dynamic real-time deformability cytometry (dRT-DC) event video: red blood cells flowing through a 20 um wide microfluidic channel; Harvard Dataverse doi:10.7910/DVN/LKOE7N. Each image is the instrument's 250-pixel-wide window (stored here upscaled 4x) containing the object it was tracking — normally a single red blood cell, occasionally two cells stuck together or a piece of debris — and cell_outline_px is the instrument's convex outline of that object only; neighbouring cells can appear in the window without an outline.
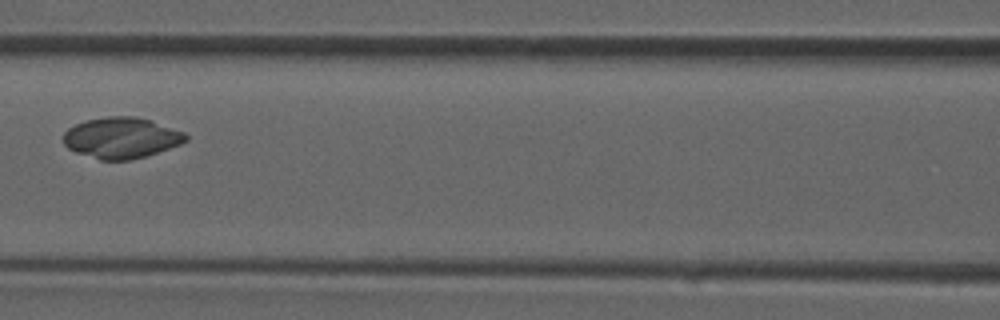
{"species": "common noctule bat (a hibernating species)", "species_latin": "Nyctalus noctula", "temperature_condition": "room temperature", "stored_images_in_passage": 5, "camera_frame_rate_fps": 3000, "um_per_image_px": 0.085, "animal": {"sex": "male", "forearm_length_mm": 52.5}, "frame": {"image": 1, "passage_image": 5, "time_ms": 5.333, "image_size_px": [1000, 320], "cell_outline_px": [[188, 140], [180, 144], [132, 160], [100, 160], [76, 152], [68, 148], [64, 144], [64, 132], [68, 128], [76, 124], [88, 120], [108, 116], [136, 116], [152, 120], [184, 132], [188, 136]], "centroid_in_image_um": [10.32, 11.71], "position_along_channel_um": 156.3, "area_um2": 29.07}}